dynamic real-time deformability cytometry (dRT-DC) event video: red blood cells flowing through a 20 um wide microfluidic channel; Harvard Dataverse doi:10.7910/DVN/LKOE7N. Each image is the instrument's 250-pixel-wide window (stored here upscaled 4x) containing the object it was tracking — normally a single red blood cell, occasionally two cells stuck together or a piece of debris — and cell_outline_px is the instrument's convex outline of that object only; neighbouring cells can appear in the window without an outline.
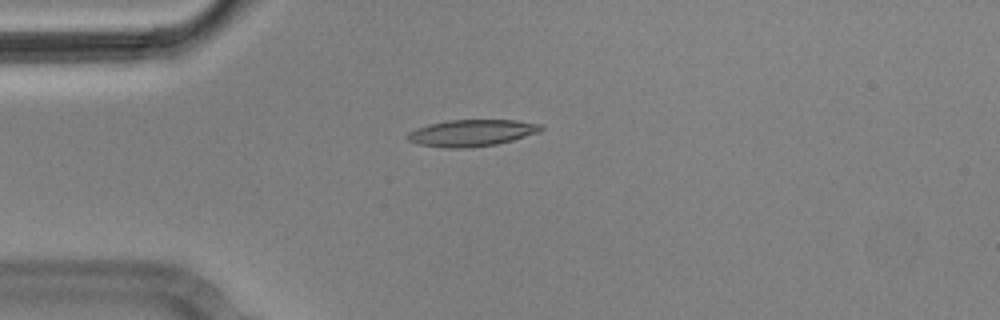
{"species": "Egyptian fruit bat (a non-hibernating species)", "species_latin": "Rousettus aegyptiacus", "temperature_condition": "cold", "stored_images_in_passage": 4, "camera_frame_rate_fps": 3000, "um_per_image_px": 0.085, "animal": {"sex": "male"}, "frame": {"image": 1, "passage_image": 4, "time_ms": 1.0, "image_size_px": [1000, 320], "cell_outline_px": [[544, 128], [540, 132], [512, 140], [496, 144], [472, 148], [444, 148], [420, 144], [408, 140], [408, 132], [416, 128], [428, 124], [448, 120], [516, 120], [540, 124]], "centroid_in_image_um": [40.1, 11.3], "position_along_channel_um": 44.9, "area_um2": 20.75}}